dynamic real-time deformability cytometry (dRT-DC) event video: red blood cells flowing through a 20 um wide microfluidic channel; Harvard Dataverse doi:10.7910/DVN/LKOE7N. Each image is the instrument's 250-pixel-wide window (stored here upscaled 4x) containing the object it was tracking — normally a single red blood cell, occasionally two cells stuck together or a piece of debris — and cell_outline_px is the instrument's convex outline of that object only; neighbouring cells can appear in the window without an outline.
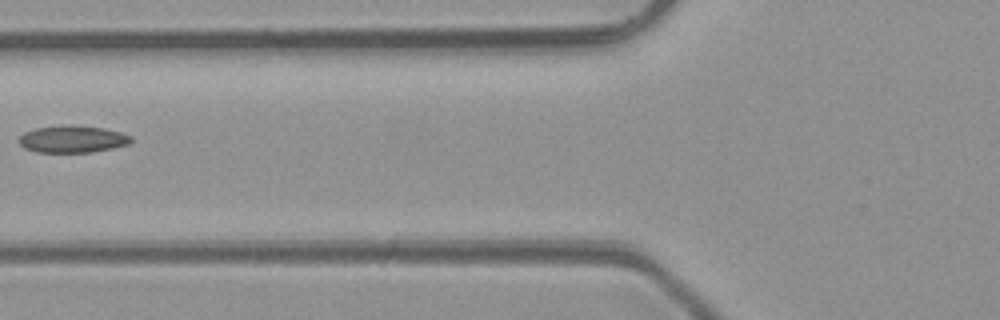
{"species": "common noctule bat (a hibernating species)", "species_latin": "Nyctalus noctula", "temperature_condition": "room temperature", "stored_images_in_passage": 2, "camera_frame_rate_fps": 3000, "um_per_image_px": 0.085, "animal": {"sex": "male", "body_mass_g": 23.1, "forearm_length_mm": 52.7}, "frame": {"image": 1, "passage_image": 2, "time_ms": 1.0, "image_size_px": [1000, 320], "cell_outline_px": [[132, 140], [128, 144], [112, 148], [92, 152], [36, 152], [24, 148], [16, 140], [24, 132], [36, 128], [72, 124], [104, 128], [120, 132], [132, 136]], "centroid_in_image_um": [6.14, 11.82], "position_along_channel_um": 119.7, "area_um2": 17.8}}